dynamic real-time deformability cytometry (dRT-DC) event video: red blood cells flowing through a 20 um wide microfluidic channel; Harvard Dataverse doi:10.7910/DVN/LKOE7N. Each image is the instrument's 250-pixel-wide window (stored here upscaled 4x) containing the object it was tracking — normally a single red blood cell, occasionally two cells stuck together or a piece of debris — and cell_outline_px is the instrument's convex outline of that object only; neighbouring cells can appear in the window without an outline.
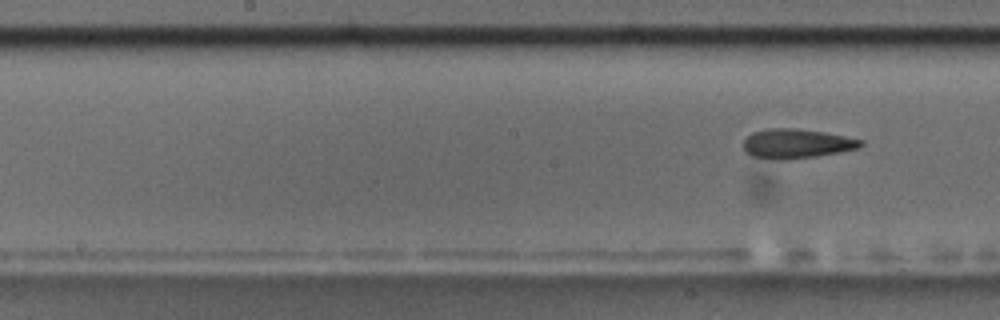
{"species": "common noctule bat (a hibernating species)", "species_latin": "Nyctalus noctula", "temperature_condition": "room temperature", "stored_images_in_passage": 10, "segment_of_instrument_passage": [2, 2], "camera_frame_rate_fps": 3000, "um_per_image_px": 0.085, "animal": {"sex": "male", "body_mass_g": 17.5, "forearm_length_mm": 52.3}, "frame": {"image": 1, "passage_image": 10, "time_ms": 11.333, "image_size_px": [1000, 320], "cell_outline_px": [[864, 144], [860, 148], [816, 156], [784, 160], [776, 160], [752, 156], [744, 152], [744, 140], [752, 132], [768, 128], [796, 128], [824, 132], [864, 140]], "centroid_in_image_um": [67.7, 12.21], "position_along_channel_um": 180.5, "area_um2": 20.23}}